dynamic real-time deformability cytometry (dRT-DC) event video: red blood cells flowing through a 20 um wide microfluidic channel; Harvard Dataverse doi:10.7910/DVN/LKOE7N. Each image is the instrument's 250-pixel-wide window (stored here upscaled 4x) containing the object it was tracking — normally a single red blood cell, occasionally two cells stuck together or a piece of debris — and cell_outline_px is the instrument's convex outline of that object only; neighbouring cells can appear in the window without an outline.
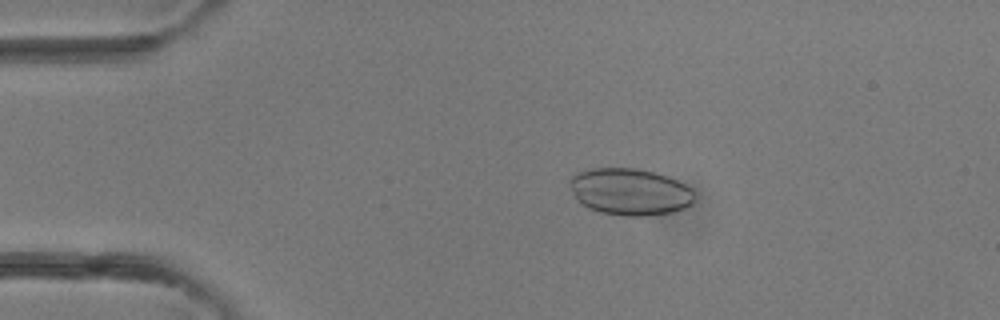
{"species": "common noctule bat (a hibernating species)", "species_latin": "Nyctalus noctula", "temperature_condition": "room temperature", "stored_images_in_passage": 41, "camera_frame_rate_fps": 3000, "um_per_image_px": 0.085, "animal": {"sex": "female"}, "frame": {"image": 1, "passage_image": 8, "time_ms": 2.333, "image_size_px": [1000, 320], "cell_outline_px": [[696, 196], [692, 204], [684, 208], [672, 212], [644, 216], [624, 216], [600, 212], [588, 208], [580, 204], [576, 200], [568, 180], [576, 172], [592, 168], [636, 168], [668, 176], [692, 188]], "centroid_in_image_um": [53.53, 16.3], "position_along_channel_um": 31.5, "area_um2": 34.33}}
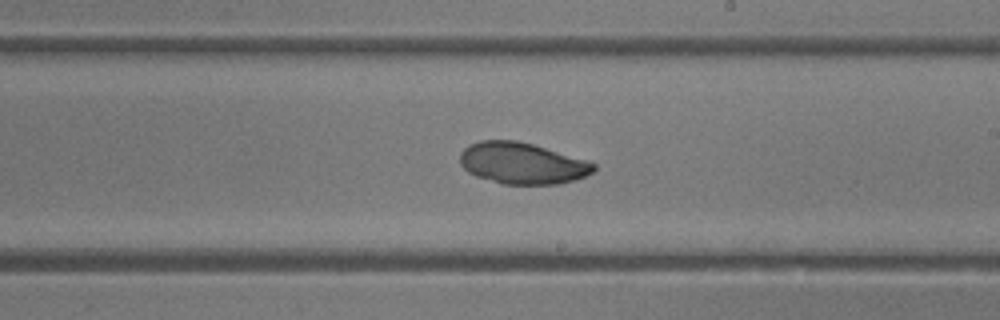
{"frame": {"image": 2, "passage_image": 24, "time_ms": 7.667, "image_size_px": [1000, 320], "cell_outline_px": [[596, 168], [592, 172], [576, 180], [560, 184], [504, 184], [476, 176], [468, 172], [460, 164], [460, 152], [468, 144], [480, 140], [516, 140], [532, 144], [588, 160], [596, 164]], "centroid_in_image_um": [44.38, 13.87], "position_along_channel_um": 244.6, "area_um2": 32.37}}
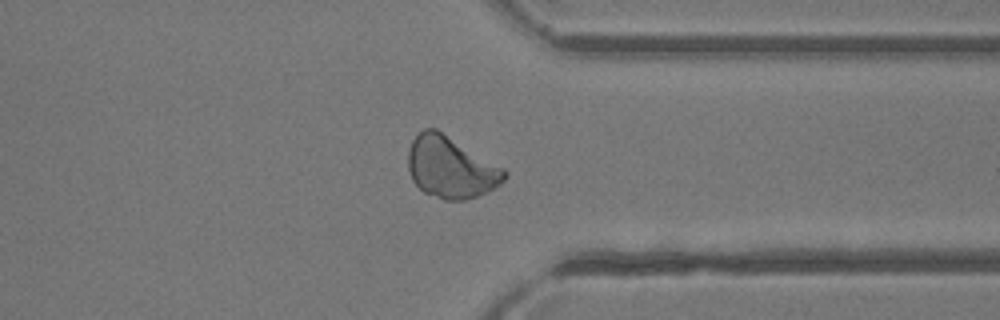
{"frame": {"image": 3, "passage_image": 32, "time_ms": 10.333, "image_size_px": [1000, 320], "cell_outline_px": [[508, 176], [496, 188], [476, 196], [464, 200], [444, 200], [424, 192], [412, 180], [408, 168], [408, 148], [412, 140], [424, 128], [436, 128], [504, 168], [508, 172]], "centroid_in_image_um": [38.32, 14.22], "position_along_channel_um": 373.1, "area_um2": 34.56}}